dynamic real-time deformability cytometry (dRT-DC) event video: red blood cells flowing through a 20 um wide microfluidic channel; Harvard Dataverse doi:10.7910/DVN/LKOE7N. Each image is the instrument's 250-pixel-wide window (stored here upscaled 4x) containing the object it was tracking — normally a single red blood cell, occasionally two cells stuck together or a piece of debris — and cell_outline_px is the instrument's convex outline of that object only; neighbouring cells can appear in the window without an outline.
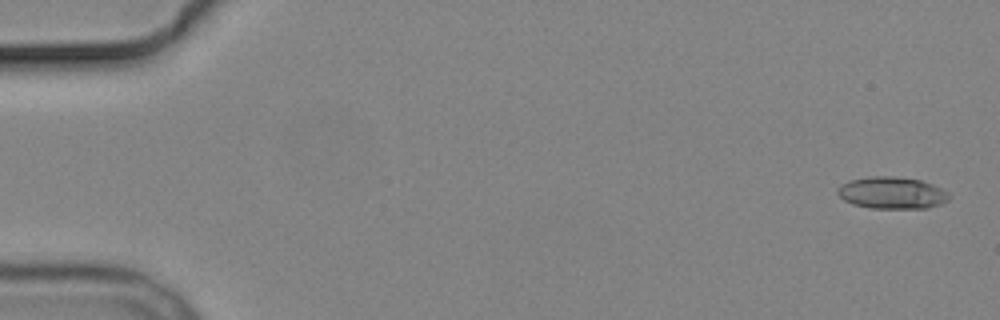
{"species": "common noctule bat (a hibernating species)", "species_latin": "Nyctalus noctula", "temperature_condition": "cold", "stored_images_in_passage": 5, "camera_frame_rate_fps": 3000, "um_per_image_px": 0.085, "animal": {"sex": "male", "body_mass_g": 19.2, "forearm_length_mm": 51.8}, "frame": {"image": 1, "passage_image": 1, "time_ms": 0.0, "image_size_px": [1000, 320], "cell_outline_px": [[948, 200], [940, 204], [924, 208], [868, 208], [852, 204], [844, 200], [836, 192], [836, 188], [840, 184], [848, 180], [868, 176], [892, 176], [920, 180], [932, 184], [948, 192]], "centroid_in_image_um": [75.74, 16.38], "position_along_channel_um": 9.3, "area_um2": 20.81}}
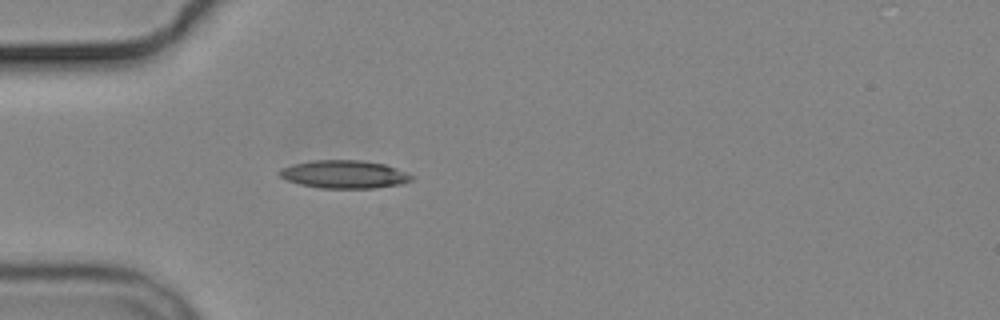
{"frame": {"image": 2, "passage_image": 5, "time_ms": 5.0, "image_size_px": [1000, 320], "cell_outline_px": [[416, 176], [412, 180], [404, 184], [372, 188], [320, 188], [300, 184], [288, 180], [280, 176], [276, 172], [280, 168], [292, 164], [312, 160], [360, 160], [384, 164], [396, 168]], "centroid_in_image_um": [29.27, 14.81], "position_along_channel_um": 55.7, "area_um2": 21.73}}